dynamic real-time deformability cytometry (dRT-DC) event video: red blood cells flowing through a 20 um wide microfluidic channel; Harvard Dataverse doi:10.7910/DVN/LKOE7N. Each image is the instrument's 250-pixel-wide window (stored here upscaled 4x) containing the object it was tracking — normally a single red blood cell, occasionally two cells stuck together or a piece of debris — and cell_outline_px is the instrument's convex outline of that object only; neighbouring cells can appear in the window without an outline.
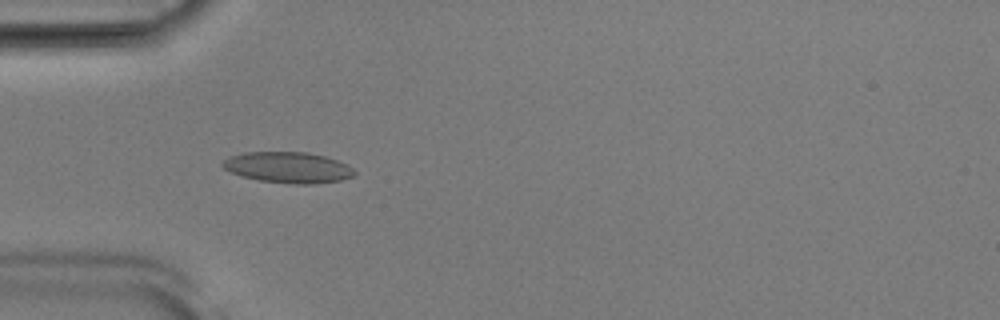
{"species": "Egyptian fruit bat (a non-hibernating species)", "species_latin": "Rousettus aegyptiacus", "temperature_condition": "room temperature", "stored_images_in_passage": 39, "camera_frame_rate_fps": 3000, "um_per_image_px": 0.085, "animal": {"sex": "male"}, "frame": {"image": 1, "passage_image": 3, "time_ms": 0.667, "image_size_px": [1000, 320], "cell_outline_px": [[356, 172], [352, 176], [340, 180], [312, 184], [296, 184], [260, 180], [244, 176], [232, 172], [224, 168], [220, 164], [228, 156], [244, 152], [308, 152], [324, 156], [348, 164]], "centroid_in_image_um": [24.48, 14.22], "position_along_channel_um": 60.5, "area_um2": 23.58}}
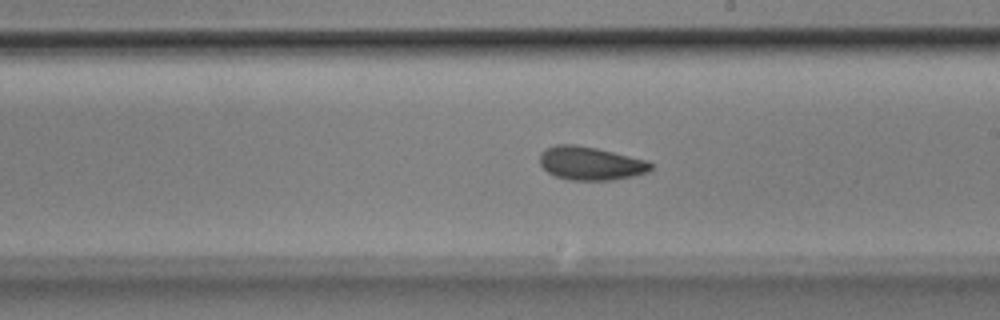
{"frame": {"image": 2, "passage_image": 17, "time_ms": 5.333, "image_size_px": [1000, 320], "cell_outline_px": [[652, 168], [648, 172], [632, 176], [612, 180], [568, 180], [556, 176], [548, 172], [540, 164], [540, 152], [556, 144], [576, 144], [596, 148], [648, 160], [652, 164]], "centroid_in_image_um": [50.2, 13.88], "position_along_channel_um": 238.8, "area_um2": 21.62}}
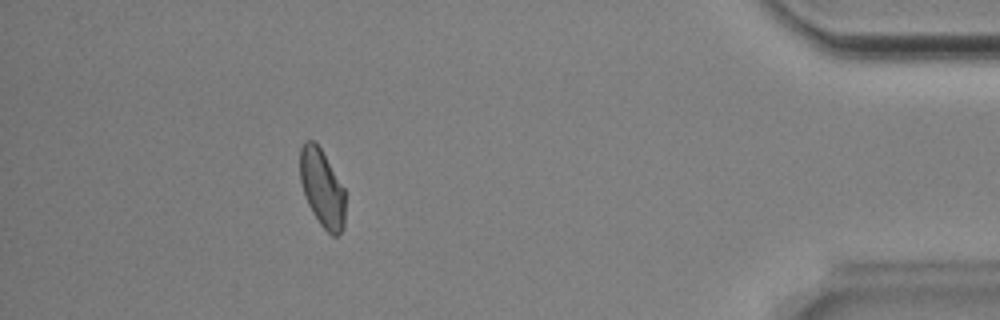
{"frame": {"image": 3, "passage_image": 34, "time_ms": 11.0, "image_size_px": [1000, 320], "cell_outline_px": [[344, 228], [336, 236], [332, 236], [320, 224], [312, 212], [304, 196], [300, 180], [300, 148], [304, 140], [312, 140], [320, 148], [344, 188]], "centroid_in_image_um": [27.36, 16.0], "position_along_channel_um": 407.8, "area_um2": 20.29}}